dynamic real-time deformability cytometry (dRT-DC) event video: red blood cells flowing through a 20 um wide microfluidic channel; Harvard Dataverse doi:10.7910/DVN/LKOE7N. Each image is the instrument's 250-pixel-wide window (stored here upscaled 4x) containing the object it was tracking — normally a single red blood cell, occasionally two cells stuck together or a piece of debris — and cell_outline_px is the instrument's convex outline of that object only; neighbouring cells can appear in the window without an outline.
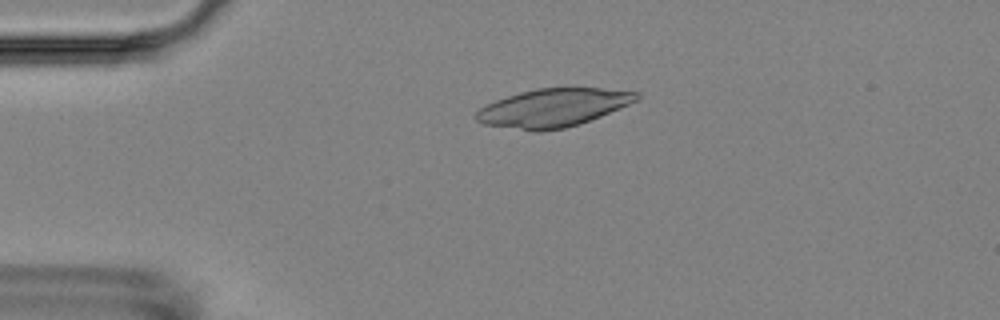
{"species": "Egyptian fruit bat (a non-hibernating species)", "species_latin": "Rousettus aegyptiacus", "temperature_condition": "room temperature", "stored_images_in_passage": 4, "camera_frame_rate_fps": 3000, "um_per_image_px": 0.085, "animal": {"sex": "female"}, "frame": {"image": 1, "passage_image": 3, "time_ms": 3.333, "image_size_px": [1000, 320], "cell_outline_px": [[640, 96], [636, 100], [628, 104], [600, 116], [580, 124], [564, 128], [540, 132], [532, 132], [484, 124], [476, 120], [476, 112], [480, 108], [496, 100], [520, 92], [536, 88], [600, 88], [640, 92]], "centroid_in_image_um": [47.0, 9.17], "position_along_channel_um": 38.0, "area_um2": 35.55}}